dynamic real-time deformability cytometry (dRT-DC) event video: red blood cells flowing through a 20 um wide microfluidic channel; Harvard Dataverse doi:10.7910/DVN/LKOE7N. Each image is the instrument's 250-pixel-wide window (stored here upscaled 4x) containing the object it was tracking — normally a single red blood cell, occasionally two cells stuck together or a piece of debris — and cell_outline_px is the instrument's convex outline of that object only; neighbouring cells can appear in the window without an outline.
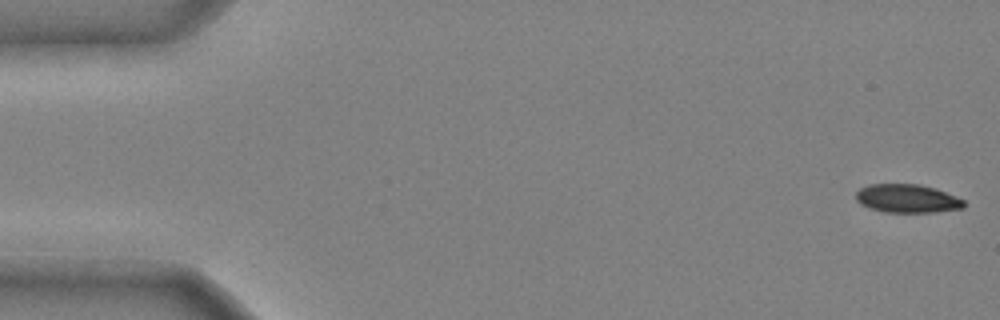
{"species": "common noctule bat (a hibernating species)", "species_latin": "Nyctalus noctula", "temperature_condition": "cold", "stored_images_in_passage": 48, "camera_frame_rate_fps": 3000, "um_per_image_px": 0.085, "animal": {"sex": "male", "body_mass_g": 20.4}, "frame": {"image": 1, "passage_image": 1, "time_ms": 0.0, "image_size_px": [1000, 320], "cell_outline_px": [[964, 208], [932, 212], [884, 212], [868, 208], [860, 204], [856, 200], [856, 192], [860, 188], [868, 184], [920, 184], [936, 188], [964, 200]], "centroid_in_image_um": [77.08, 16.87], "position_along_channel_um": 7.9, "area_um2": 17.98}}
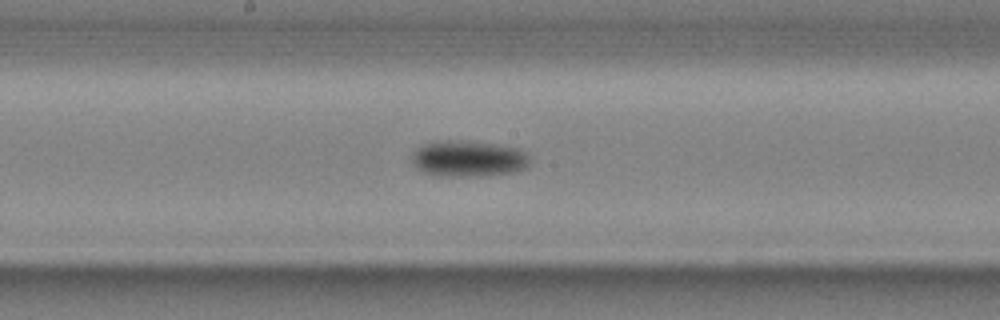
{"frame": {"image": 2, "passage_image": 26, "time_ms": 8.333, "image_size_px": [1000, 320], "cell_outline_px": [[528, 168], [516, 172], [480, 176], [436, 176], [424, 172], [416, 168], [412, 164], [412, 152], [420, 144], [436, 140], [468, 140], [516, 148], [524, 152], [528, 156]], "centroid_in_image_um": [39.74, 13.48], "position_along_channel_um": 208.5, "area_um2": 25.26}}
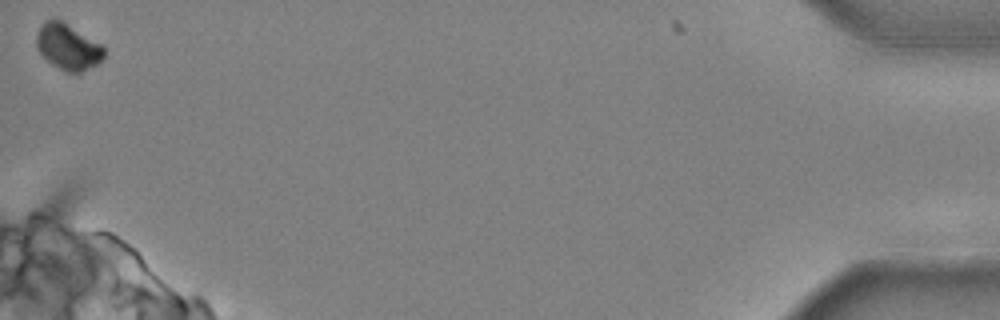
{"frame": {"image": 3, "passage_image": 48, "time_ms": 15.667, "image_size_px": [1000, 320], "cell_outline_px": [[104, 56], [96, 64], [80, 72], [68, 72], [52, 64], [36, 48], [36, 36], [44, 20], [60, 20], [100, 44], [104, 48]], "centroid_in_image_um": [5.75, 3.98], "position_along_channel_um": 429.5, "area_um2": 17.4}, "authors_computed_cell_mechanics": {"area_um2": 20.5768, "velocity_mm_per_s": 3.9795, "shape_relaxation_time_tau1_ms": 2.8928, "shape_relaxation_time_tau2_ms": null, "deformation_change_tau1": 0.1528, "deformation_change_tau2": null}}